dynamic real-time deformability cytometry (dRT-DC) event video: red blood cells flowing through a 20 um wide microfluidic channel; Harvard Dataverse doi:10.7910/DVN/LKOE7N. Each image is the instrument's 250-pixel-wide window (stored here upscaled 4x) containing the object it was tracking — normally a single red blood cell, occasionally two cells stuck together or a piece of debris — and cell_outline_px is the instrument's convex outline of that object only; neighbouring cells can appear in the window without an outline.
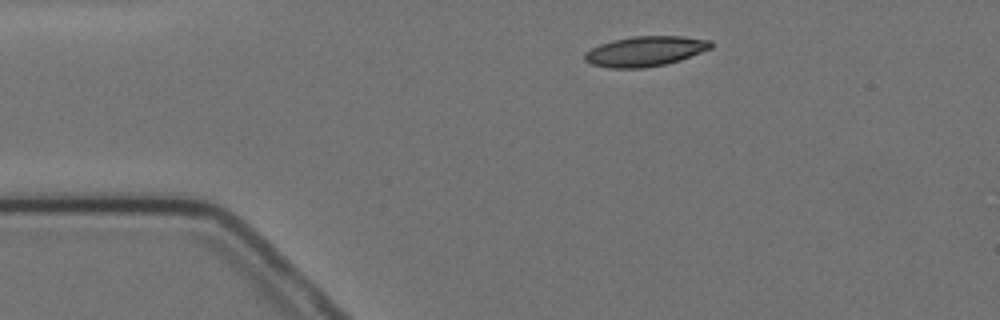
{"species": "Egyptian fruit bat (a non-hibernating species)", "species_latin": "Rousettus aegyptiacus", "temperature_condition": "cold", "stored_images_in_passage": 2, "camera_frame_rate_fps": 3000, "um_per_image_px": 0.085, "animal": {"sex": "female"}, "frame": {"image": 1, "passage_image": 2, "time_ms": 2.0, "image_size_px": [1000, 320], "cell_outline_px": [[712, 48], [680, 60], [664, 64], [644, 68], [608, 68], [592, 64], [584, 60], [584, 52], [600, 44], [612, 40], [632, 36], [680, 36], [712, 40]], "centroid_in_image_um": [54.83, 4.35], "position_along_channel_um": 30.2, "area_um2": 22.14}}